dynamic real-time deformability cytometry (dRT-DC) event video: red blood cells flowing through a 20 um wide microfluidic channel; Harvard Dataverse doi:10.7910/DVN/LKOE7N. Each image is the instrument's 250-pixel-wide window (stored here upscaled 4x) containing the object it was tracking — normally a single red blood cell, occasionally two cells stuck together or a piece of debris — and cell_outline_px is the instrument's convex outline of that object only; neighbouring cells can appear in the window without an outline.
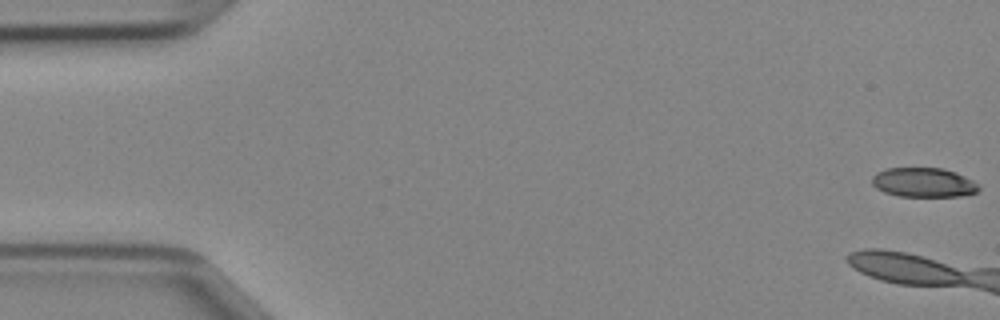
{"species": "Egyptian fruit bat (a non-hibernating species)", "species_latin": "Rousettus aegyptiacus", "temperature_condition": "cold", "stored_images_in_passage": 6, "camera_frame_rate_fps": 3000, "um_per_image_px": 0.085, "animal": {"sex": "female"}, "frame": {"image": 1, "passage_image": 1, "time_ms": 0.0, "image_size_px": [1000, 320], "cell_outline_px": [[980, 188], [976, 192], [960, 196], [896, 196], [884, 192], [876, 188], [872, 184], [872, 176], [876, 172], [888, 168], [944, 168], [956, 172], [980, 184]], "centroid_in_image_um": [78.5, 15.5], "position_along_channel_um": 6.5, "area_um2": 18.38}}